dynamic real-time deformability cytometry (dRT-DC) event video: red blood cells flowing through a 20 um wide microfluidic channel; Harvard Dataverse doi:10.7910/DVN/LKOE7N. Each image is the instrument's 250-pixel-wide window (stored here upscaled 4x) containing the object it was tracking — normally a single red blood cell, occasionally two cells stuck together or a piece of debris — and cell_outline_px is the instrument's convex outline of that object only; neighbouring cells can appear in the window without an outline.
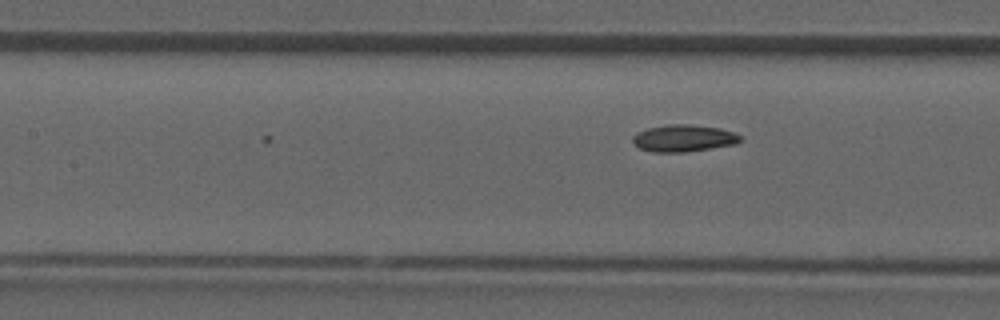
{"species": "common noctule bat (a hibernating species)", "species_latin": "Nyctalus noctula", "temperature_condition": "room temperature", "stored_images_in_passage": 6, "camera_frame_rate_fps": 3000, "um_per_image_px": 0.085, "animal": {"sex": "male", "forearm_length_mm": 52.5}, "frame": {"image": 1, "passage_image": 6, "time_ms": 1.667, "image_size_px": [1000, 320], "cell_outline_px": [[744, 140], [736, 144], [684, 152], [652, 152], [640, 148], [632, 140], [632, 136], [636, 132], [648, 128], [668, 124], [688, 124], [720, 128], [744, 136]], "centroid_in_image_um": [58.14, 11.74], "position_along_channel_um": 149.3, "area_um2": 16.99}}